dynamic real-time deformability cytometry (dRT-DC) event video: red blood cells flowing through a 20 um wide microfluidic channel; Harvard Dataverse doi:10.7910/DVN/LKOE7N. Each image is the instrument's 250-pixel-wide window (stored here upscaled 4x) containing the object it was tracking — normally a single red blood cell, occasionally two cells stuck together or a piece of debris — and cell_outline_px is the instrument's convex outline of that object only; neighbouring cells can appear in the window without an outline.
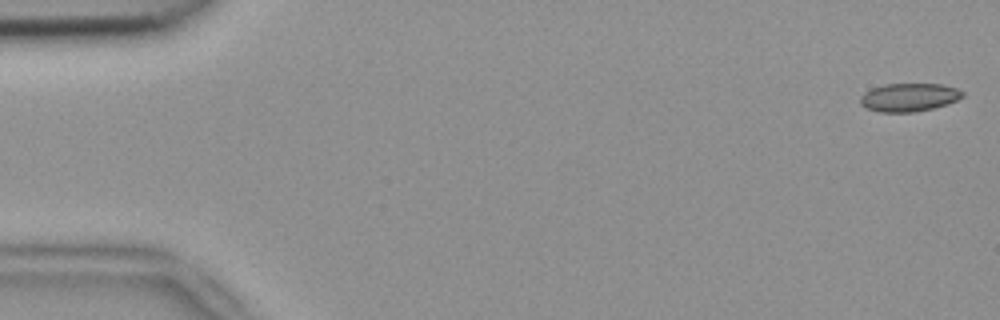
{"species": "common noctule bat (a hibernating species)", "species_latin": "Nyctalus noctula", "temperature_condition": "room temperature", "stored_images_in_passage": 53, "camera_frame_rate_fps": 3000, "um_per_image_px": 0.085, "animal": {"sex": "female", "body_mass_g": 18.4}, "frame": {"image": 1, "passage_image": 1, "time_ms": 0.0, "image_size_px": [1000, 320], "cell_outline_px": [[964, 96], [948, 104], [916, 112], [880, 112], [868, 108], [860, 104], [860, 96], [864, 92], [872, 88], [884, 84], [940, 84], [956, 88], [964, 92]], "centroid_in_image_um": [77.26, 8.27], "position_along_channel_um": 7.7, "area_um2": 16.82}}
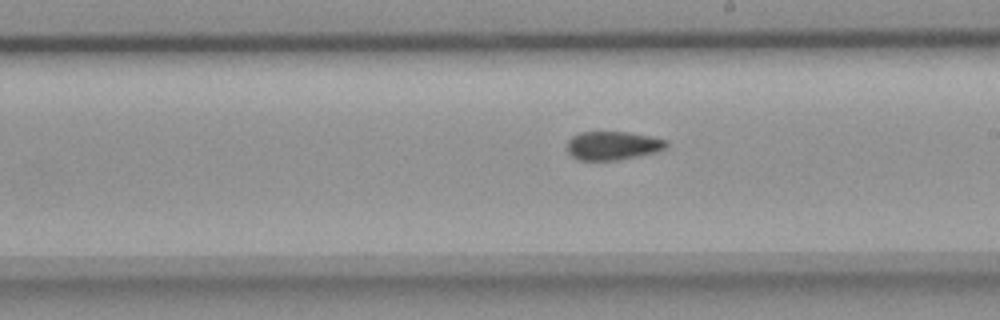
{"frame": {"image": 2, "passage_image": 30, "time_ms": 9.667, "image_size_px": [1000, 320], "cell_outline_px": [[668, 148], [656, 152], [620, 160], [580, 160], [572, 156], [568, 152], [568, 140], [572, 136], [580, 132], [628, 132], [652, 136], [668, 140]], "centroid_in_image_um": [52.14, 12.37], "position_along_channel_um": 236.9, "area_um2": 16.7}}
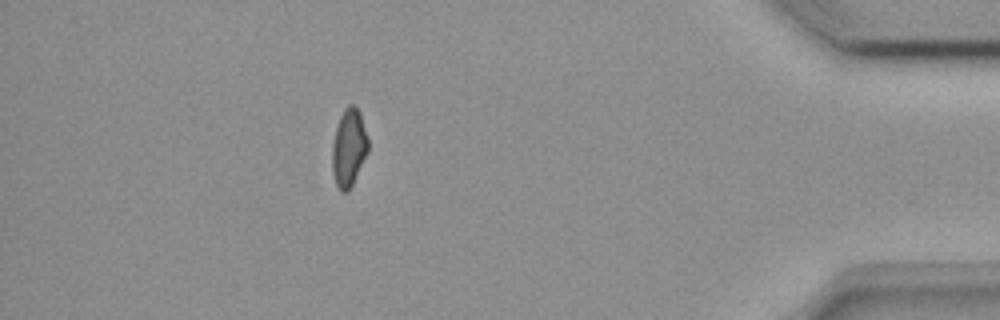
{"frame": {"image": 3, "passage_image": 47, "time_ms": 15.333, "image_size_px": [1000, 320], "cell_outline_px": [[368, 152], [352, 184], [344, 192], [340, 192], [336, 184], [332, 172], [332, 144], [336, 128], [340, 116], [344, 108], [348, 104], [352, 104], [360, 112], [368, 136]], "centroid_in_image_um": [29.65, 12.53], "position_along_channel_um": 405.6, "area_um2": 16.24}, "authors_computed_cell_mechanics": {"area_um2": 16.9932, "velocity_mm_per_s": 3.8216, "shape_relaxation_time_tau1_ms": null, "shape_relaxation_time_tau2_ms": 3.7908, "deformation_change_tau1": null, "deformation_change_tau2": 0.1047}}